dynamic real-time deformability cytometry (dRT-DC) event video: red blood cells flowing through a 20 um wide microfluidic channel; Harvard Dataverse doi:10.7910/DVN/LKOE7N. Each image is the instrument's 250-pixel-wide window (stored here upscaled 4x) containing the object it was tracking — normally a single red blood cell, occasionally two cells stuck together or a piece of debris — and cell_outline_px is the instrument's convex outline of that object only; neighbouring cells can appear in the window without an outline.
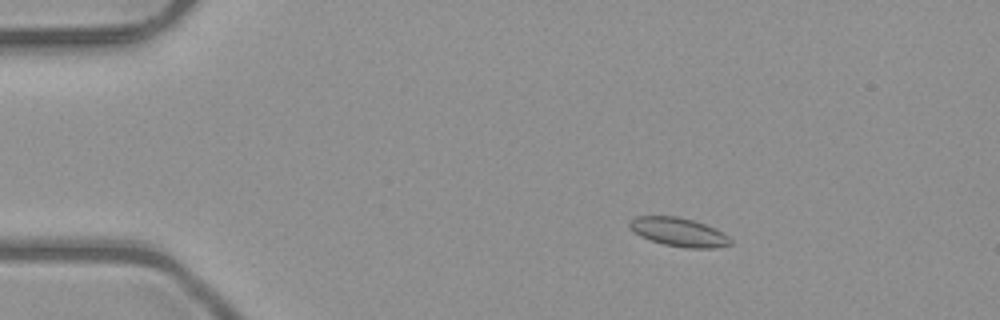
{"species": "common noctule bat (a hibernating species)", "species_latin": "Nyctalus noctula", "temperature_condition": "room temperature", "stored_images_in_passage": 51, "camera_frame_rate_fps": 3000, "um_per_image_px": 0.085, "animal": {"sex": "male", "body_mass_g": 23.1, "forearm_length_mm": 52.7}, "frame": {"image": 1, "passage_image": 8, "time_ms": 2.333, "image_size_px": [1000, 320], "cell_outline_px": [[732, 244], [716, 248], [684, 248], [664, 244], [640, 236], [628, 224], [628, 220], [636, 216], [676, 216], [692, 220], [716, 228], [728, 236], [732, 240]], "centroid_in_image_um": [57.72, 19.73], "position_along_channel_um": 27.3, "area_um2": 16.82}}
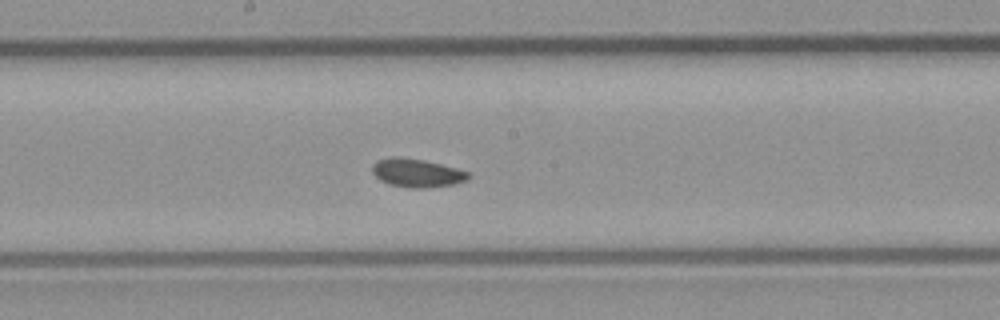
{"frame": {"image": 2, "passage_image": 27, "time_ms": 8.667, "image_size_px": [1000, 320], "cell_outline_px": [[472, 176], [468, 180], [456, 184], [424, 188], [408, 188], [388, 184], [380, 180], [372, 172], [372, 164], [376, 160], [392, 156], [396, 156], [424, 160], [456, 168], [468, 172]], "centroid_in_image_um": [35.43, 14.7], "position_along_channel_um": 212.8, "area_um2": 16.13}}
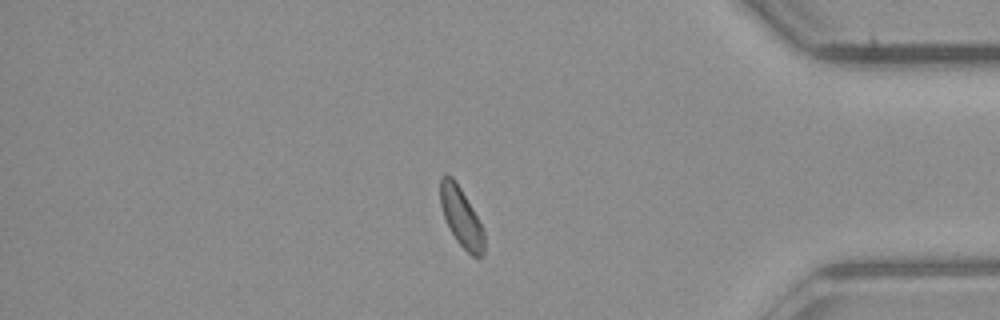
{"frame": {"image": 3, "passage_image": 43, "time_ms": 14.0, "image_size_px": [1000, 320], "cell_outline_px": [[484, 256], [472, 256], [456, 240], [444, 216], [440, 204], [440, 176], [444, 172], [452, 176], [456, 180], [472, 208], [484, 232]], "centroid_in_image_um": [39.18, 18.4], "position_along_channel_um": 396.0, "area_um2": 14.97}, "authors_computed_cell_mechanics": {"area_um2": 15.8372, "velocity_mm_per_s": 4.0232, "shape_relaxation_time_tau1_ms": null, "shape_relaxation_time_tau2_ms": 9.0398, "deformation_change_tau1": null, "deformation_change_tau2": 0.1011}}